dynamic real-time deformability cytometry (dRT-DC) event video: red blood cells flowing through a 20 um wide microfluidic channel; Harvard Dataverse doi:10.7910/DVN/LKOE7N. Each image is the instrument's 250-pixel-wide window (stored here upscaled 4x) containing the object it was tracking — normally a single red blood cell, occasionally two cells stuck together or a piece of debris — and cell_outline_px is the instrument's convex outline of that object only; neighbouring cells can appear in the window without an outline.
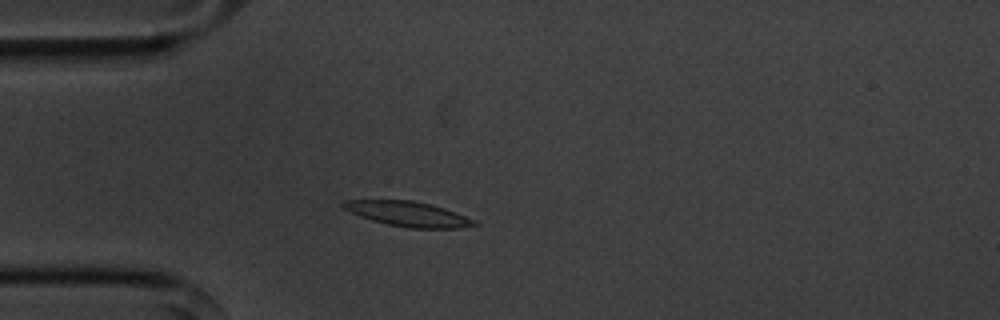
{"species": "common noctule bat (a hibernating species)", "species_latin": "Nyctalus noctula", "temperature_condition": "cold", "stored_images_in_passage": 52, "camera_frame_rate_fps": 3000, "um_per_image_px": 0.085, "animal": {"sex": "male", "body_mass_g": 20.1, "forearm_length_mm": 53.5}, "frame": {"image": 1, "passage_image": 11, "time_ms": 3.333, "image_size_px": [1000, 320], "cell_outline_px": [[480, 224], [456, 228], [408, 228], [388, 224], [372, 220], [360, 216], [344, 208], [340, 204], [344, 200], [412, 200], [432, 204], [444, 208], [476, 220]], "centroid_in_image_um": [34.7, 18.18], "position_along_channel_um": 50.3, "area_um2": 18.9}}
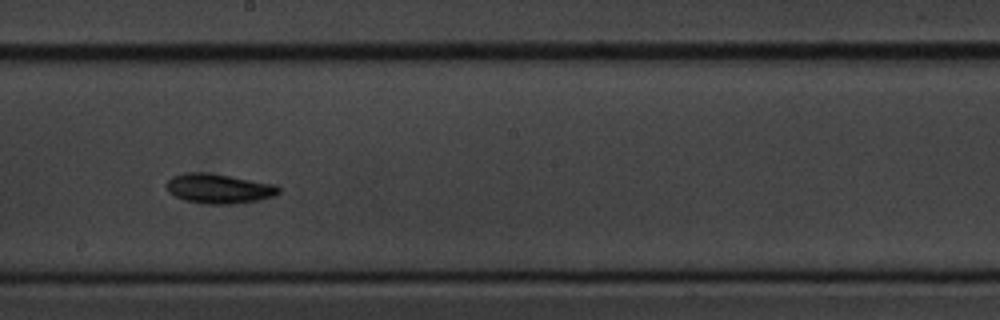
{"frame": {"image": 2, "passage_image": 27, "time_ms": 8.667, "image_size_px": [1000, 320], "cell_outline_px": [[280, 192], [276, 196], [260, 200], [232, 204], [208, 204], [184, 200], [168, 192], [168, 180], [172, 176], [188, 172], [208, 172], [276, 184], [280, 188]], "centroid_in_image_um": [18.65, 16.03], "position_along_channel_um": 229.5, "area_um2": 19.48}}
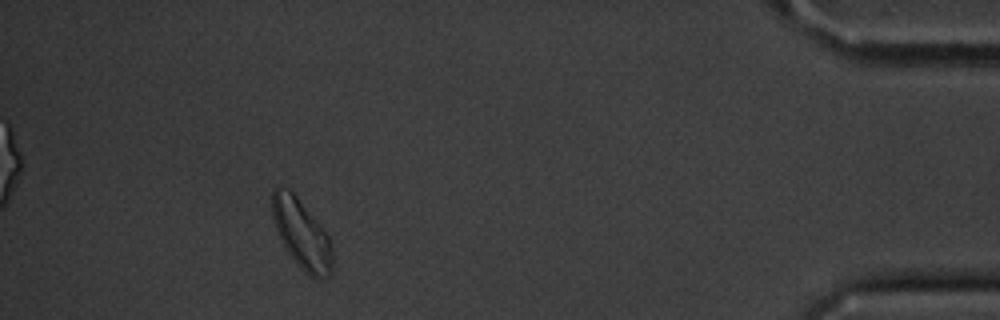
{"frame": {"image": 3, "passage_image": 47, "time_ms": 15.333, "image_size_px": [1000, 320], "cell_outline_px": [[332, 272], [328, 276], [308, 276], [296, 264], [280, 240], [272, 216], [272, 192], [280, 184], [288, 188], [296, 196], [316, 220], [328, 236], [332, 248]], "centroid_in_image_um": [25.61, 19.88], "position_along_channel_um": 409.6, "area_um2": 23.99}, "authors_computed_cell_mechanics": {"area_um2": 18.3804, "velocity_mm_per_s": 3.5482, "shape_relaxation_time_tau1_ms": 2.1218, "shape_relaxation_time_tau2_ms": 8.2695, "deformation_change_tau1": 0.1298, "deformation_change_tau2": 0.1429}}